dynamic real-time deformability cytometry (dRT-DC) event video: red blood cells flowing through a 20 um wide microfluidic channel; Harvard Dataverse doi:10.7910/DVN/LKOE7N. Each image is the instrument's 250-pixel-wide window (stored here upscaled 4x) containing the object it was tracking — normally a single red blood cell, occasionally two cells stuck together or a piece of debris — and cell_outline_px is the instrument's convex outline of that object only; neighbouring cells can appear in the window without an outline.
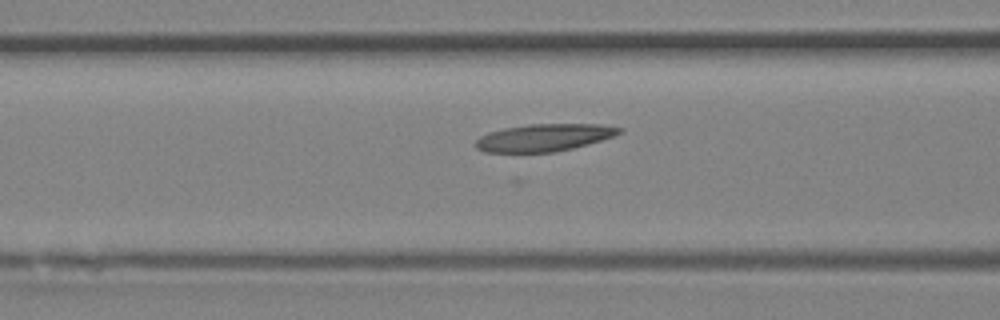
{"species": "Egyptian fruit bat (a non-hibernating species)", "species_latin": "Rousettus aegyptiacus", "temperature_condition": "room temperature", "stored_images_in_passage": 6, "segment_of_instrument_passage": [1, 2], "camera_frame_rate_fps": 3000, "um_per_image_px": 0.085, "animal": {"sex": "female"}, "frame": {"image": 1, "passage_image": 5, "time_ms": 1.333, "image_size_px": [1000, 320], "cell_outline_px": [[624, 128], [620, 132], [612, 136], [588, 144], [556, 152], [484, 152], [476, 148], [476, 140], [480, 136], [488, 132], [504, 128], [528, 124], [600, 124]], "centroid_in_image_um": [46.22, 11.69], "position_along_channel_um": 120.4, "area_um2": 22.77}}